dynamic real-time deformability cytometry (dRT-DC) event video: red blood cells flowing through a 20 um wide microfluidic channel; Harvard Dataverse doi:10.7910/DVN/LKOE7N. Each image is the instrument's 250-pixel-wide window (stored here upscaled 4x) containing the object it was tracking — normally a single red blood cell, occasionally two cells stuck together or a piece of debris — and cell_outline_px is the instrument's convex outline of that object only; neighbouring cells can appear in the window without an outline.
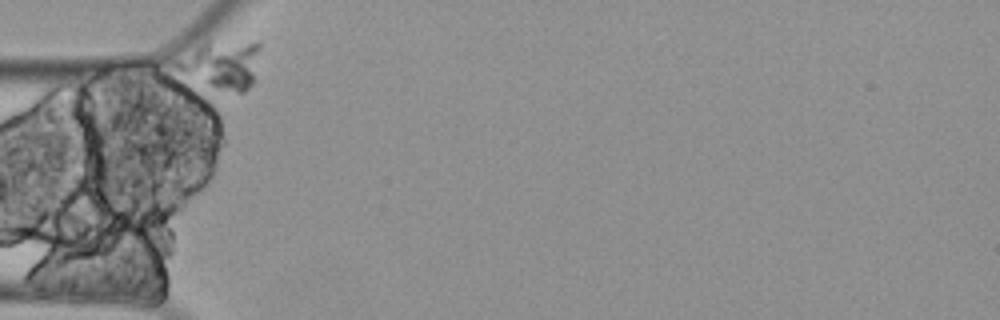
{"species": "Egyptian fruit bat (a non-hibernating species)", "species_latin": "Rousettus aegyptiacus", "temperature_condition": "cold", "stored_images_in_passage": 5, "camera_frame_rate_fps": 3000, "um_per_image_px": 0.085, "animal": {"sex": "female"}, "frame": {"image": 1, "passage_image": 1, "time_ms": 0.0, "image_size_px": [1000, 320], "cell_outline_px": [[260, 48], [256, 80], [244, 92], [236, 92], [216, 88], [180, 72], [172, 64], [172, 60], [208, 40], [256, 40], [260, 44]], "centroid_in_image_um": [18.89, 5.42], "position_along_channel_um": 66.1, "area_um2": 24.28}}
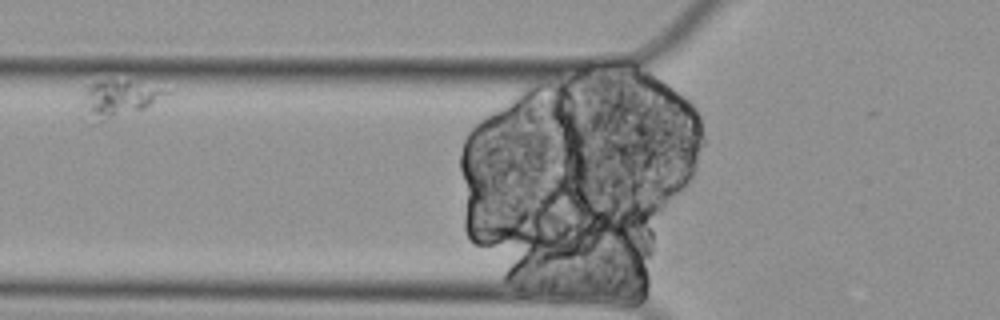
{"frame": {"image": 2, "passage_image": 3, "time_ms": 0.667, "image_size_px": [1000, 320], "cell_outline_px": [[172, 92], [144, 108], [96, 124], [92, 124], [80, 104], [84, 88], [88, 84], [100, 80], [128, 80], [160, 88]], "centroid_in_image_um": [9.98, 8.39], "position_along_channel_um": 115.8, "area_um2": 18.15}}